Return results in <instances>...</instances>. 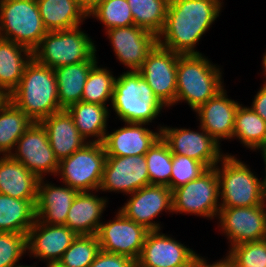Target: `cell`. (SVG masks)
Returning a JSON list of instances; mask_svg holds the SVG:
<instances>
[{
    "label": "cell",
    "instance_id": "cell-1",
    "mask_svg": "<svg viewBox=\"0 0 266 267\" xmlns=\"http://www.w3.org/2000/svg\"><path fill=\"white\" fill-rule=\"evenodd\" d=\"M223 0H170L158 44L180 55L202 54L195 49L219 17Z\"/></svg>",
    "mask_w": 266,
    "mask_h": 267
},
{
    "label": "cell",
    "instance_id": "cell-2",
    "mask_svg": "<svg viewBox=\"0 0 266 267\" xmlns=\"http://www.w3.org/2000/svg\"><path fill=\"white\" fill-rule=\"evenodd\" d=\"M9 99L33 122H41L62 110L54 69L38 63L34 58L27 64L19 85Z\"/></svg>",
    "mask_w": 266,
    "mask_h": 267
},
{
    "label": "cell",
    "instance_id": "cell-3",
    "mask_svg": "<svg viewBox=\"0 0 266 267\" xmlns=\"http://www.w3.org/2000/svg\"><path fill=\"white\" fill-rule=\"evenodd\" d=\"M222 78L221 68L213 65L206 56L179 54L174 105L184 101L191 110H197L224 88Z\"/></svg>",
    "mask_w": 266,
    "mask_h": 267
},
{
    "label": "cell",
    "instance_id": "cell-4",
    "mask_svg": "<svg viewBox=\"0 0 266 267\" xmlns=\"http://www.w3.org/2000/svg\"><path fill=\"white\" fill-rule=\"evenodd\" d=\"M111 105L119 120L147 125L166 108L141 73L129 70L116 77Z\"/></svg>",
    "mask_w": 266,
    "mask_h": 267
},
{
    "label": "cell",
    "instance_id": "cell-5",
    "mask_svg": "<svg viewBox=\"0 0 266 267\" xmlns=\"http://www.w3.org/2000/svg\"><path fill=\"white\" fill-rule=\"evenodd\" d=\"M220 162L221 165L215 166L219 179L220 207H252L266 201L262 182L249 165L228 153Z\"/></svg>",
    "mask_w": 266,
    "mask_h": 267
},
{
    "label": "cell",
    "instance_id": "cell-6",
    "mask_svg": "<svg viewBox=\"0 0 266 267\" xmlns=\"http://www.w3.org/2000/svg\"><path fill=\"white\" fill-rule=\"evenodd\" d=\"M80 27L48 31L33 50V58L52 69L97 60L94 41Z\"/></svg>",
    "mask_w": 266,
    "mask_h": 267
},
{
    "label": "cell",
    "instance_id": "cell-7",
    "mask_svg": "<svg viewBox=\"0 0 266 267\" xmlns=\"http://www.w3.org/2000/svg\"><path fill=\"white\" fill-rule=\"evenodd\" d=\"M47 32L36 0H0V38L33 51Z\"/></svg>",
    "mask_w": 266,
    "mask_h": 267
},
{
    "label": "cell",
    "instance_id": "cell-8",
    "mask_svg": "<svg viewBox=\"0 0 266 267\" xmlns=\"http://www.w3.org/2000/svg\"><path fill=\"white\" fill-rule=\"evenodd\" d=\"M106 156L103 143L87 142L59 162L56 176H60L63 184L78 192L99 191Z\"/></svg>",
    "mask_w": 266,
    "mask_h": 267
},
{
    "label": "cell",
    "instance_id": "cell-9",
    "mask_svg": "<svg viewBox=\"0 0 266 267\" xmlns=\"http://www.w3.org/2000/svg\"><path fill=\"white\" fill-rule=\"evenodd\" d=\"M219 179L215 167L172 191L173 213L217 218L220 210Z\"/></svg>",
    "mask_w": 266,
    "mask_h": 267
},
{
    "label": "cell",
    "instance_id": "cell-10",
    "mask_svg": "<svg viewBox=\"0 0 266 267\" xmlns=\"http://www.w3.org/2000/svg\"><path fill=\"white\" fill-rule=\"evenodd\" d=\"M11 156L39 179L45 180V175L50 173L56 176L58 172L59 161L51 149L47 131L40 122H33L18 139Z\"/></svg>",
    "mask_w": 266,
    "mask_h": 267
},
{
    "label": "cell",
    "instance_id": "cell-11",
    "mask_svg": "<svg viewBox=\"0 0 266 267\" xmlns=\"http://www.w3.org/2000/svg\"><path fill=\"white\" fill-rule=\"evenodd\" d=\"M266 201L252 207H220L218 219L230 248L266 238Z\"/></svg>",
    "mask_w": 266,
    "mask_h": 267
},
{
    "label": "cell",
    "instance_id": "cell-12",
    "mask_svg": "<svg viewBox=\"0 0 266 267\" xmlns=\"http://www.w3.org/2000/svg\"><path fill=\"white\" fill-rule=\"evenodd\" d=\"M179 54L158 43L149 52L139 72L165 107H172L177 92Z\"/></svg>",
    "mask_w": 266,
    "mask_h": 267
},
{
    "label": "cell",
    "instance_id": "cell-13",
    "mask_svg": "<svg viewBox=\"0 0 266 267\" xmlns=\"http://www.w3.org/2000/svg\"><path fill=\"white\" fill-rule=\"evenodd\" d=\"M149 230L118 210L113 220L102 222L97 233L100 249L138 260Z\"/></svg>",
    "mask_w": 266,
    "mask_h": 267
},
{
    "label": "cell",
    "instance_id": "cell-14",
    "mask_svg": "<svg viewBox=\"0 0 266 267\" xmlns=\"http://www.w3.org/2000/svg\"><path fill=\"white\" fill-rule=\"evenodd\" d=\"M149 184L144 155L106 156L100 191L130 195Z\"/></svg>",
    "mask_w": 266,
    "mask_h": 267
},
{
    "label": "cell",
    "instance_id": "cell-15",
    "mask_svg": "<svg viewBox=\"0 0 266 267\" xmlns=\"http://www.w3.org/2000/svg\"><path fill=\"white\" fill-rule=\"evenodd\" d=\"M199 129L201 132L162 126L161 137L167 142L172 154L193 158L207 168L215 167L226 154L222 153L220 144L213 137L202 127Z\"/></svg>",
    "mask_w": 266,
    "mask_h": 267
},
{
    "label": "cell",
    "instance_id": "cell-16",
    "mask_svg": "<svg viewBox=\"0 0 266 267\" xmlns=\"http://www.w3.org/2000/svg\"><path fill=\"white\" fill-rule=\"evenodd\" d=\"M130 197L119 210L149 231L162 228L153 221L155 217L163 211L173 213L172 190L167 186L149 184L130 194Z\"/></svg>",
    "mask_w": 266,
    "mask_h": 267
},
{
    "label": "cell",
    "instance_id": "cell-17",
    "mask_svg": "<svg viewBox=\"0 0 266 267\" xmlns=\"http://www.w3.org/2000/svg\"><path fill=\"white\" fill-rule=\"evenodd\" d=\"M106 34L116 58L129 71H139L149 52L158 43L155 34L135 25L110 28Z\"/></svg>",
    "mask_w": 266,
    "mask_h": 267
},
{
    "label": "cell",
    "instance_id": "cell-18",
    "mask_svg": "<svg viewBox=\"0 0 266 267\" xmlns=\"http://www.w3.org/2000/svg\"><path fill=\"white\" fill-rule=\"evenodd\" d=\"M197 253L160 230L149 231L135 267H181Z\"/></svg>",
    "mask_w": 266,
    "mask_h": 267
},
{
    "label": "cell",
    "instance_id": "cell-19",
    "mask_svg": "<svg viewBox=\"0 0 266 267\" xmlns=\"http://www.w3.org/2000/svg\"><path fill=\"white\" fill-rule=\"evenodd\" d=\"M76 237L65 225L45 224L36 219L27 233V253L44 262L57 263Z\"/></svg>",
    "mask_w": 266,
    "mask_h": 267
},
{
    "label": "cell",
    "instance_id": "cell-20",
    "mask_svg": "<svg viewBox=\"0 0 266 267\" xmlns=\"http://www.w3.org/2000/svg\"><path fill=\"white\" fill-rule=\"evenodd\" d=\"M224 88L213 98L201 105L197 113L202 127L219 144L220 140L233 138L235 114L240 103L229 99Z\"/></svg>",
    "mask_w": 266,
    "mask_h": 267
},
{
    "label": "cell",
    "instance_id": "cell-21",
    "mask_svg": "<svg viewBox=\"0 0 266 267\" xmlns=\"http://www.w3.org/2000/svg\"><path fill=\"white\" fill-rule=\"evenodd\" d=\"M127 124V126H126ZM146 123H126L112 133L105 134L103 146L107 156L145 155L155 141L161 136V128L154 132Z\"/></svg>",
    "mask_w": 266,
    "mask_h": 267
},
{
    "label": "cell",
    "instance_id": "cell-22",
    "mask_svg": "<svg viewBox=\"0 0 266 267\" xmlns=\"http://www.w3.org/2000/svg\"><path fill=\"white\" fill-rule=\"evenodd\" d=\"M40 123L47 131L51 149L59 162L81 149L87 142H91L78 132L67 109L51 114Z\"/></svg>",
    "mask_w": 266,
    "mask_h": 267
},
{
    "label": "cell",
    "instance_id": "cell-23",
    "mask_svg": "<svg viewBox=\"0 0 266 267\" xmlns=\"http://www.w3.org/2000/svg\"><path fill=\"white\" fill-rule=\"evenodd\" d=\"M63 185L61 187L50 182L45 183L43 178L39 180L36 201L37 220L45 224L65 225L69 209L78 191Z\"/></svg>",
    "mask_w": 266,
    "mask_h": 267
},
{
    "label": "cell",
    "instance_id": "cell-24",
    "mask_svg": "<svg viewBox=\"0 0 266 267\" xmlns=\"http://www.w3.org/2000/svg\"><path fill=\"white\" fill-rule=\"evenodd\" d=\"M91 192H78L69 209L65 226L77 235H97L102 213L108 203L107 198ZM101 218V219H100Z\"/></svg>",
    "mask_w": 266,
    "mask_h": 267
},
{
    "label": "cell",
    "instance_id": "cell-25",
    "mask_svg": "<svg viewBox=\"0 0 266 267\" xmlns=\"http://www.w3.org/2000/svg\"><path fill=\"white\" fill-rule=\"evenodd\" d=\"M39 178L11 155L0 157V193L21 200H37Z\"/></svg>",
    "mask_w": 266,
    "mask_h": 267
},
{
    "label": "cell",
    "instance_id": "cell-26",
    "mask_svg": "<svg viewBox=\"0 0 266 267\" xmlns=\"http://www.w3.org/2000/svg\"><path fill=\"white\" fill-rule=\"evenodd\" d=\"M33 51L10 40L0 38V88L10 95L19 85Z\"/></svg>",
    "mask_w": 266,
    "mask_h": 267
},
{
    "label": "cell",
    "instance_id": "cell-27",
    "mask_svg": "<svg viewBox=\"0 0 266 267\" xmlns=\"http://www.w3.org/2000/svg\"><path fill=\"white\" fill-rule=\"evenodd\" d=\"M36 2L47 31H60L81 26L88 17L78 0H36Z\"/></svg>",
    "mask_w": 266,
    "mask_h": 267
},
{
    "label": "cell",
    "instance_id": "cell-28",
    "mask_svg": "<svg viewBox=\"0 0 266 267\" xmlns=\"http://www.w3.org/2000/svg\"><path fill=\"white\" fill-rule=\"evenodd\" d=\"M96 63L97 60H87L54 69L58 99L62 109L81 101L87 76Z\"/></svg>",
    "mask_w": 266,
    "mask_h": 267
},
{
    "label": "cell",
    "instance_id": "cell-29",
    "mask_svg": "<svg viewBox=\"0 0 266 267\" xmlns=\"http://www.w3.org/2000/svg\"><path fill=\"white\" fill-rule=\"evenodd\" d=\"M36 201L0 193V232L27 234L37 219Z\"/></svg>",
    "mask_w": 266,
    "mask_h": 267
},
{
    "label": "cell",
    "instance_id": "cell-30",
    "mask_svg": "<svg viewBox=\"0 0 266 267\" xmlns=\"http://www.w3.org/2000/svg\"><path fill=\"white\" fill-rule=\"evenodd\" d=\"M67 110L72 115L75 126L83 138L87 140L93 137L92 142H103L110 115L107 105L80 101L70 105Z\"/></svg>",
    "mask_w": 266,
    "mask_h": 267
},
{
    "label": "cell",
    "instance_id": "cell-31",
    "mask_svg": "<svg viewBox=\"0 0 266 267\" xmlns=\"http://www.w3.org/2000/svg\"><path fill=\"white\" fill-rule=\"evenodd\" d=\"M235 138L253 151L266 149V121L251 107L240 104L235 114Z\"/></svg>",
    "mask_w": 266,
    "mask_h": 267
},
{
    "label": "cell",
    "instance_id": "cell-32",
    "mask_svg": "<svg viewBox=\"0 0 266 267\" xmlns=\"http://www.w3.org/2000/svg\"><path fill=\"white\" fill-rule=\"evenodd\" d=\"M33 121L11 100L0 109V155H11Z\"/></svg>",
    "mask_w": 266,
    "mask_h": 267
},
{
    "label": "cell",
    "instance_id": "cell-33",
    "mask_svg": "<svg viewBox=\"0 0 266 267\" xmlns=\"http://www.w3.org/2000/svg\"><path fill=\"white\" fill-rule=\"evenodd\" d=\"M170 0H127L134 25L158 36L165 25Z\"/></svg>",
    "mask_w": 266,
    "mask_h": 267
},
{
    "label": "cell",
    "instance_id": "cell-34",
    "mask_svg": "<svg viewBox=\"0 0 266 267\" xmlns=\"http://www.w3.org/2000/svg\"><path fill=\"white\" fill-rule=\"evenodd\" d=\"M150 184L164 185L170 189L172 153L160 136L145 153Z\"/></svg>",
    "mask_w": 266,
    "mask_h": 267
},
{
    "label": "cell",
    "instance_id": "cell-35",
    "mask_svg": "<svg viewBox=\"0 0 266 267\" xmlns=\"http://www.w3.org/2000/svg\"><path fill=\"white\" fill-rule=\"evenodd\" d=\"M115 80L110 70L96 63L87 76L81 101L99 105L112 102Z\"/></svg>",
    "mask_w": 266,
    "mask_h": 267
},
{
    "label": "cell",
    "instance_id": "cell-36",
    "mask_svg": "<svg viewBox=\"0 0 266 267\" xmlns=\"http://www.w3.org/2000/svg\"><path fill=\"white\" fill-rule=\"evenodd\" d=\"M87 16L102 22L106 31L110 28L134 25L127 0H102L87 13Z\"/></svg>",
    "mask_w": 266,
    "mask_h": 267
},
{
    "label": "cell",
    "instance_id": "cell-37",
    "mask_svg": "<svg viewBox=\"0 0 266 267\" xmlns=\"http://www.w3.org/2000/svg\"><path fill=\"white\" fill-rule=\"evenodd\" d=\"M100 250L97 235H77L58 263L63 267H89Z\"/></svg>",
    "mask_w": 266,
    "mask_h": 267
},
{
    "label": "cell",
    "instance_id": "cell-38",
    "mask_svg": "<svg viewBox=\"0 0 266 267\" xmlns=\"http://www.w3.org/2000/svg\"><path fill=\"white\" fill-rule=\"evenodd\" d=\"M226 259L233 267H266V238L232 246Z\"/></svg>",
    "mask_w": 266,
    "mask_h": 267
},
{
    "label": "cell",
    "instance_id": "cell-39",
    "mask_svg": "<svg viewBox=\"0 0 266 267\" xmlns=\"http://www.w3.org/2000/svg\"><path fill=\"white\" fill-rule=\"evenodd\" d=\"M208 168L201 162L179 154H172L170 189H174L197 179Z\"/></svg>",
    "mask_w": 266,
    "mask_h": 267
},
{
    "label": "cell",
    "instance_id": "cell-40",
    "mask_svg": "<svg viewBox=\"0 0 266 267\" xmlns=\"http://www.w3.org/2000/svg\"><path fill=\"white\" fill-rule=\"evenodd\" d=\"M26 251L27 234L0 232V267L18 264Z\"/></svg>",
    "mask_w": 266,
    "mask_h": 267
},
{
    "label": "cell",
    "instance_id": "cell-41",
    "mask_svg": "<svg viewBox=\"0 0 266 267\" xmlns=\"http://www.w3.org/2000/svg\"><path fill=\"white\" fill-rule=\"evenodd\" d=\"M130 257L100 250L89 267H135Z\"/></svg>",
    "mask_w": 266,
    "mask_h": 267
},
{
    "label": "cell",
    "instance_id": "cell-42",
    "mask_svg": "<svg viewBox=\"0 0 266 267\" xmlns=\"http://www.w3.org/2000/svg\"><path fill=\"white\" fill-rule=\"evenodd\" d=\"M264 121H266V86L263 85L254 97L250 106Z\"/></svg>",
    "mask_w": 266,
    "mask_h": 267
},
{
    "label": "cell",
    "instance_id": "cell-43",
    "mask_svg": "<svg viewBox=\"0 0 266 267\" xmlns=\"http://www.w3.org/2000/svg\"><path fill=\"white\" fill-rule=\"evenodd\" d=\"M205 258L201 256V267H233L226 258L209 264Z\"/></svg>",
    "mask_w": 266,
    "mask_h": 267
},
{
    "label": "cell",
    "instance_id": "cell-44",
    "mask_svg": "<svg viewBox=\"0 0 266 267\" xmlns=\"http://www.w3.org/2000/svg\"><path fill=\"white\" fill-rule=\"evenodd\" d=\"M102 0H78L79 5L88 13Z\"/></svg>",
    "mask_w": 266,
    "mask_h": 267
},
{
    "label": "cell",
    "instance_id": "cell-45",
    "mask_svg": "<svg viewBox=\"0 0 266 267\" xmlns=\"http://www.w3.org/2000/svg\"><path fill=\"white\" fill-rule=\"evenodd\" d=\"M181 267H201V256L197 254L190 262Z\"/></svg>",
    "mask_w": 266,
    "mask_h": 267
},
{
    "label": "cell",
    "instance_id": "cell-46",
    "mask_svg": "<svg viewBox=\"0 0 266 267\" xmlns=\"http://www.w3.org/2000/svg\"><path fill=\"white\" fill-rule=\"evenodd\" d=\"M9 95L0 88V109L9 101Z\"/></svg>",
    "mask_w": 266,
    "mask_h": 267
},
{
    "label": "cell",
    "instance_id": "cell-47",
    "mask_svg": "<svg viewBox=\"0 0 266 267\" xmlns=\"http://www.w3.org/2000/svg\"><path fill=\"white\" fill-rule=\"evenodd\" d=\"M260 153L262 154V157L264 159L263 161L265 164V174H266V149L261 150ZM261 182H262L263 191H264L265 196H266V175H265V178L263 180H261Z\"/></svg>",
    "mask_w": 266,
    "mask_h": 267
},
{
    "label": "cell",
    "instance_id": "cell-48",
    "mask_svg": "<svg viewBox=\"0 0 266 267\" xmlns=\"http://www.w3.org/2000/svg\"><path fill=\"white\" fill-rule=\"evenodd\" d=\"M262 64H263V69H264L263 72H266V52L263 55Z\"/></svg>",
    "mask_w": 266,
    "mask_h": 267
},
{
    "label": "cell",
    "instance_id": "cell-49",
    "mask_svg": "<svg viewBox=\"0 0 266 267\" xmlns=\"http://www.w3.org/2000/svg\"><path fill=\"white\" fill-rule=\"evenodd\" d=\"M47 267H63L58 262L57 263H46Z\"/></svg>",
    "mask_w": 266,
    "mask_h": 267
},
{
    "label": "cell",
    "instance_id": "cell-50",
    "mask_svg": "<svg viewBox=\"0 0 266 267\" xmlns=\"http://www.w3.org/2000/svg\"><path fill=\"white\" fill-rule=\"evenodd\" d=\"M11 267H36V266H34V265H32V266H24V265H20V264H16V265H13V266H11Z\"/></svg>",
    "mask_w": 266,
    "mask_h": 267
}]
</instances>
